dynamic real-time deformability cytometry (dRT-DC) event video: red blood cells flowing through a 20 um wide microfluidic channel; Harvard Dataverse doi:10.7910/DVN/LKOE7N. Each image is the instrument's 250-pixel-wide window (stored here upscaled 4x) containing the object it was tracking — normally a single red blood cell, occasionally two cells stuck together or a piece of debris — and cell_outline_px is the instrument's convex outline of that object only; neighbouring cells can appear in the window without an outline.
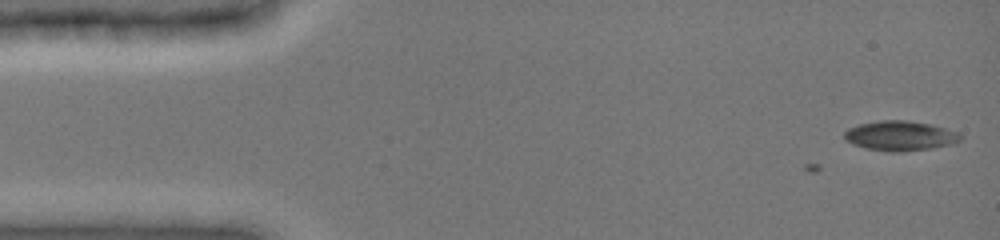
{"species": "common noctule bat (a hibernating species)", "species_latin": "Nyctalus noctula", "temperature_condition": "cold", "stored_images_in_passage": 3, "camera_frame_rate_fps": 3000, "um_per_image_px": 0.085, "animal": {"sex": "female", "body_mass_g": 19.0, "forearm_length_mm": 51.5}, "frame": {"image": 1, "passage_image": 1, "time_ms": 0.0, "image_size_px": [1000, 240], "cell_outline_px": [[964, 136], [960, 140], [952, 144], [932, 148], [904, 152], [888, 152], [864, 148], [852, 144], [844, 140], [844, 132], [848, 128], [860, 124], [880, 120], [904, 120], [928, 124], [944, 128], [956, 132]], "centroid_in_image_um": [76.47, 11.56], "position_along_channel_um": 8.5, "area_um2": 20.23}}